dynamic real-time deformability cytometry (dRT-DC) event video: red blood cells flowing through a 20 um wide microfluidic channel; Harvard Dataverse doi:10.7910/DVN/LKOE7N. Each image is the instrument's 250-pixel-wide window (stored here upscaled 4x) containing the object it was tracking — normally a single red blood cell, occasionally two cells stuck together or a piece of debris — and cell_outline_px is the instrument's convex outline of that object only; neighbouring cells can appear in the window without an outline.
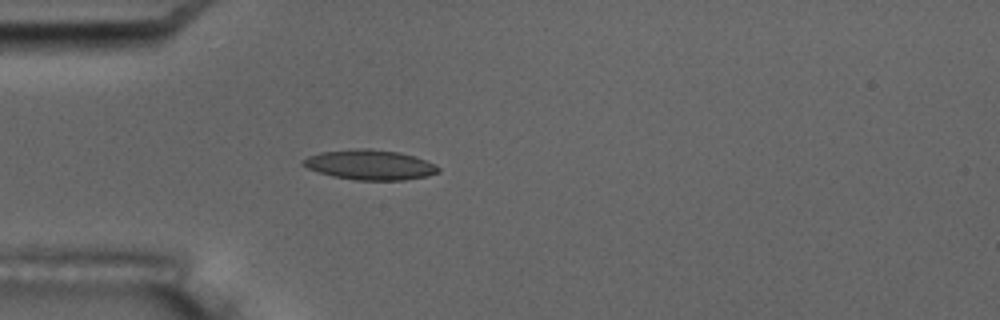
{"species": "common noctule bat (a hibernating species)", "species_latin": "Nyctalus noctula", "temperature_condition": "room temperature", "stored_images_in_passage": 3, "camera_frame_rate_fps": 3000, "um_per_image_px": 0.085, "animal": {"sex": "male", "body_mass_g": 17.5, "forearm_length_mm": 52.3}, "frame": {"image": 1, "passage_image": 3, "time_ms": 5.0, "image_size_px": [1000, 320], "cell_outline_px": [[440, 172], [428, 176], [404, 180], [356, 180], [332, 176], [308, 168], [300, 164], [300, 160], [308, 156], [320, 152], [356, 148], [368, 148], [400, 152], [424, 160], [440, 168]], "centroid_in_image_um": [31.4, 14.0], "position_along_channel_um": 53.6, "area_um2": 23.64}}